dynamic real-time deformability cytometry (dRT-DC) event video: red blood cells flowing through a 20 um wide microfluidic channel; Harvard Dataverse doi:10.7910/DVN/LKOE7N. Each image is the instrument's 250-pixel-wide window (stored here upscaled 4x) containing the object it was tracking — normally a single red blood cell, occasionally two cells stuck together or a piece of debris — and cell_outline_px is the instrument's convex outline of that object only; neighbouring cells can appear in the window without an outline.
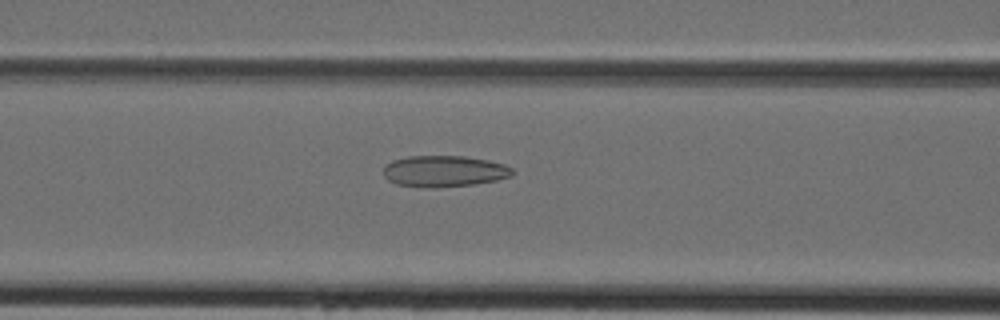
{"species": "Egyptian fruit bat (a non-hibernating species)", "species_latin": "Rousettus aegyptiacus", "temperature_condition": "cold", "stored_images_in_passage": 42, "camera_frame_rate_fps": 3000, "um_per_image_px": 0.085, "animal": {"sex": "female"}, "frame": {"image": 1, "passage_image": 16, "time_ms": 5.0, "image_size_px": [1000, 320], "cell_outline_px": [[516, 172], [512, 176], [496, 180], [472, 184], [436, 188], [432, 188], [396, 184], [388, 180], [384, 176], [384, 164], [392, 160], [408, 156], [464, 156], [488, 160], [504, 164], [512, 168]], "centroid_in_image_um": [37.75, 14.55], "position_along_channel_um": 128.8, "area_um2": 23.64}}
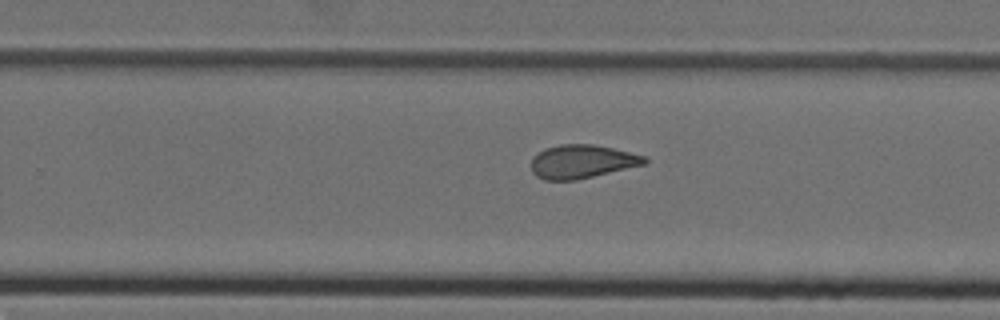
{"frame": {"image": 2, "passage_image": 26, "time_ms": 8.333, "image_size_px": [1000, 320], "cell_outline_px": [[648, 160], [644, 164], [576, 180], [544, 180], [536, 176], [532, 172], [532, 156], [544, 148], [560, 144], [592, 144], [612, 148], [644, 156]], "centroid_in_image_um": [49.4, 13.73], "position_along_channel_um": 280.4, "area_um2": 21.96}}
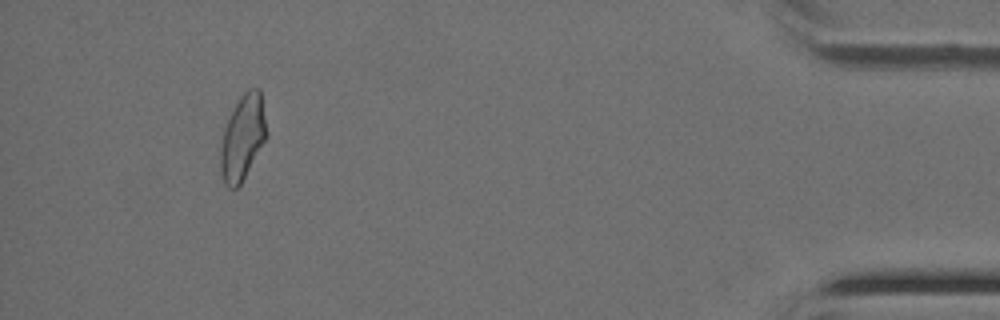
{"frame": {"image": 3, "passage_image": 39, "time_ms": 12.667, "image_size_px": [1000, 320], "cell_outline_px": [[264, 140], [240, 184], [236, 188], [228, 188], [224, 184], [220, 168], [220, 152], [224, 128], [240, 96], [248, 88], [260, 88], [264, 116]], "centroid_in_image_um": [20.58, 11.69], "position_along_channel_um": 414.6, "area_um2": 21.91}}